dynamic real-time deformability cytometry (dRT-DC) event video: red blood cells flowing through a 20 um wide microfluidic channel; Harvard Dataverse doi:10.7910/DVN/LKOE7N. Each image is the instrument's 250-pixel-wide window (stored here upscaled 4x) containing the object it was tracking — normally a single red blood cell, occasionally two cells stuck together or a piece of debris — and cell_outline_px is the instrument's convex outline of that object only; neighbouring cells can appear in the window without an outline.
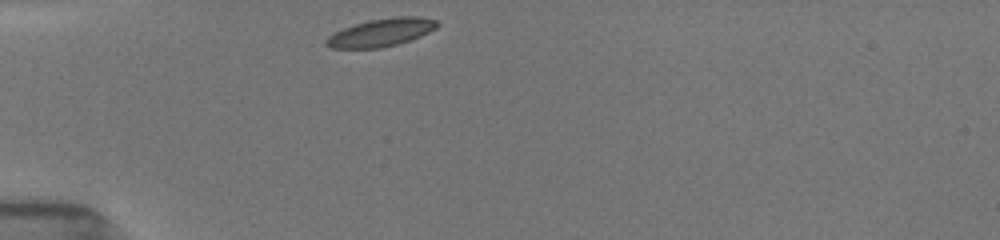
{"species": "common noctule bat (a hibernating species)", "species_latin": "Nyctalus noctula", "temperature_condition": "room temperature", "stored_images_in_passage": 4, "camera_frame_rate_fps": 3000, "um_per_image_px": 0.085, "animal": {"sex": "female", "body_mass_g": 19.5, "forearm_length_mm": 54.1}, "frame": {"image": 1, "passage_image": 1, "time_ms": 0.0, "image_size_px": [1000, 240], "cell_outline_px": [[440, 24], [436, 28], [420, 36], [396, 44], [380, 48], [332, 48], [324, 44], [324, 40], [328, 36], [344, 28], [368, 20], [392, 16], [420, 16], [436, 20]], "centroid_in_image_um": [32.4, 2.75], "position_along_channel_um": 52.6, "area_um2": 17.98}}
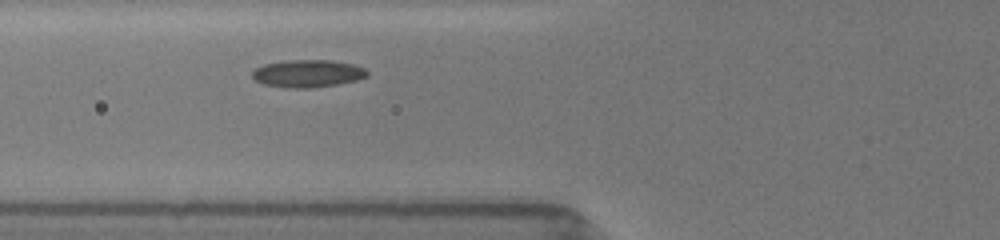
{"frame": {"image": 2, "passage_image": 4, "time_ms": 1.667, "image_size_px": [1000, 240], "cell_outline_px": [[368, 76], [356, 80], [340, 84], [308, 88], [288, 88], [264, 84], [256, 80], [252, 76], [252, 72], [256, 68], [264, 64], [284, 60], [332, 60], [352, 64], [364, 68], [368, 72]], "centroid_in_image_um": [26.16, 6.24], "position_along_channel_um": 99.6, "area_um2": 18.44}}